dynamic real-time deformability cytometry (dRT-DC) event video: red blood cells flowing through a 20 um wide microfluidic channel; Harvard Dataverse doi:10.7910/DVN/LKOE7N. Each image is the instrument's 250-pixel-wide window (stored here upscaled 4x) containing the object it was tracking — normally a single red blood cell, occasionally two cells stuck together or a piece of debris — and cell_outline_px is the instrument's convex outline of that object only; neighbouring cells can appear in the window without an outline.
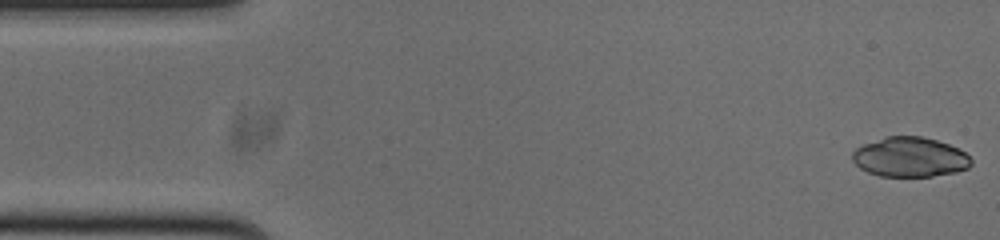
{"species": "common noctule bat (a hibernating species)", "species_latin": "Nyctalus noctula", "temperature_condition": "cold", "stored_images_in_passage": 52, "camera_frame_rate_fps": 3000, "um_per_image_px": 0.085, "animal": {"sex": "male", "body_mass_g": 20.0, "forearm_length_mm": 53.3}, "frame": {"image": 1, "passage_image": 1, "time_ms": 0.0, "image_size_px": [1000, 240], "cell_outline_px": [[972, 164], [968, 168], [956, 172], [932, 176], [880, 176], [868, 172], [860, 168], [852, 160], [852, 152], [856, 148], [864, 144], [884, 136], [924, 136], [948, 144], [964, 152], [972, 160]], "centroid_in_image_um": [77.33, 13.35], "position_along_channel_um": 7.7, "area_um2": 27.51}}